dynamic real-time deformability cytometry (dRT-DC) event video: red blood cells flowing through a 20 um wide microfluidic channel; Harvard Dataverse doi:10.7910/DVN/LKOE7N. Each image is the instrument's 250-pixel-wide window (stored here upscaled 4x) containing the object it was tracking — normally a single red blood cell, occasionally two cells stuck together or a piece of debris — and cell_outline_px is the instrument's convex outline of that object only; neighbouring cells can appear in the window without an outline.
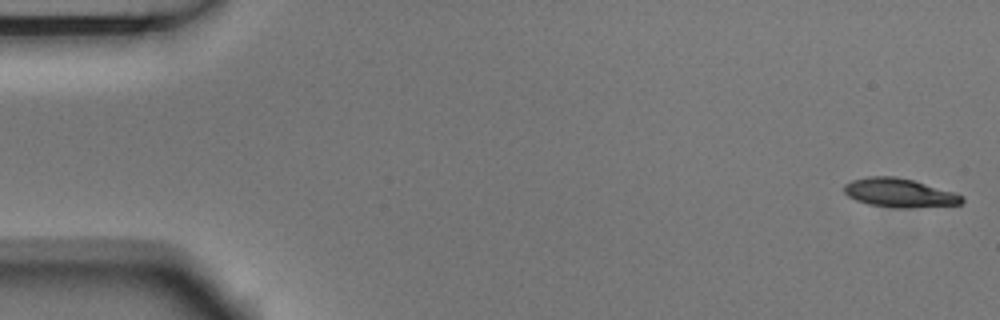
{"species": "Egyptian fruit bat (a non-hibernating species)", "species_latin": "Rousettus aegyptiacus", "temperature_condition": "room temperature", "stored_images_in_passage": 14, "camera_frame_rate_fps": 3000, "um_per_image_px": 0.085, "animal": {"sex": "male"}, "frame": {"image": 1, "passage_image": 1, "time_ms": 0.0, "image_size_px": [1000, 320], "cell_outline_px": [[964, 200], [960, 204], [908, 208], [896, 208], [868, 204], [856, 200], [848, 196], [844, 192], [844, 184], [852, 180], [868, 176], [896, 176], [912, 180], [956, 192], [964, 196]], "centroid_in_image_um": [76.45, 16.39], "position_along_channel_um": 8.5, "area_um2": 19.88}}
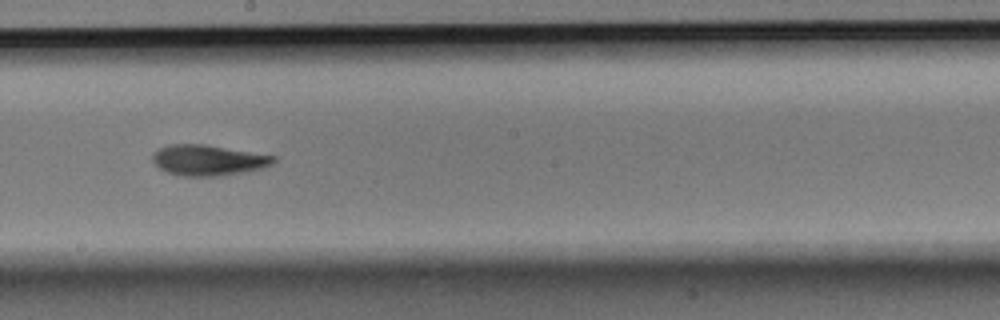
{"frame": {"image": 2, "passage_image": 8, "time_ms": 2.333, "image_size_px": [1000, 320], "cell_outline_px": [[276, 160], [272, 164], [264, 168], [224, 176], [180, 176], [168, 172], [160, 168], [152, 160], [152, 156], [160, 148], [172, 144], [204, 144], [276, 156]], "centroid_in_image_um": [17.73, 13.62], "position_along_channel_um": 230.5, "area_um2": 21.56}}
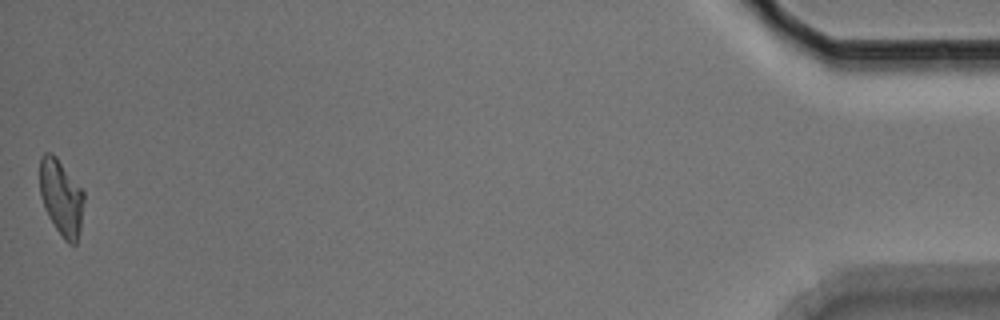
{"frame": {"image": 3, "passage_image": 14, "time_ms": 4.333, "image_size_px": [1000, 320], "cell_outline_px": [[84, 200], [80, 228], [76, 244], [68, 244], [64, 240], [48, 216], [44, 208], [40, 196], [40, 156], [44, 152], [52, 152], [56, 156], [84, 192]], "centroid_in_image_um": [5.19, 16.77], "position_along_channel_um": 430.0, "area_um2": 19.54}}